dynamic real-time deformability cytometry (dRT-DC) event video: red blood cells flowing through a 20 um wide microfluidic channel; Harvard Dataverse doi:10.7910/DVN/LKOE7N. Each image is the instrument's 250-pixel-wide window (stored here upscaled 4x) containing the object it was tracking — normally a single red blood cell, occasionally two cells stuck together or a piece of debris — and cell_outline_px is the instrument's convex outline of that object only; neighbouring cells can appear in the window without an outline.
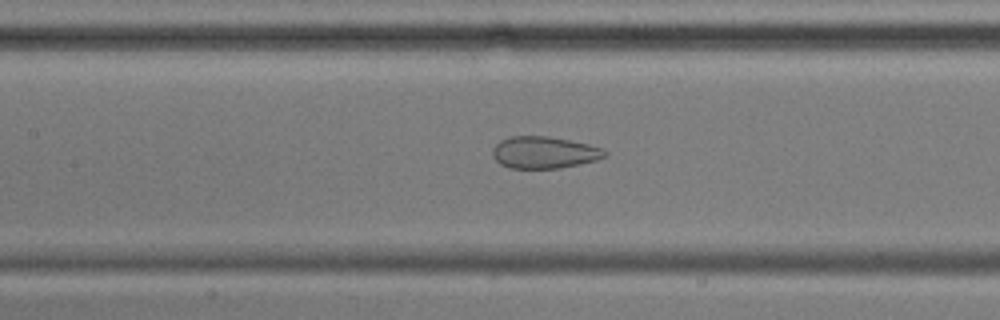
{"species": "common noctule bat (a hibernating species)", "species_latin": "Nyctalus noctula", "temperature_condition": "cold", "stored_images_in_passage": 49, "camera_frame_rate_fps": 3000, "um_per_image_px": 0.085, "animal": {"sex": "male", "body_mass_g": 17.9, "forearm_length_mm": 54.2}, "frame": {"image": 1, "passage_image": 18, "time_ms": 5.667, "image_size_px": [1000, 320], "cell_outline_px": [[608, 156], [596, 160], [560, 168], [508, 168], [500, 164], [492, 156], [492, 148], [500, 140], [512, 136], [548, 136], [588, 144], [600, 148], [608, 152]], "centroid_in_image_um": [46.23, 12.96], "position_along_channel_um": 161.2, "area_um2": 20.87}}
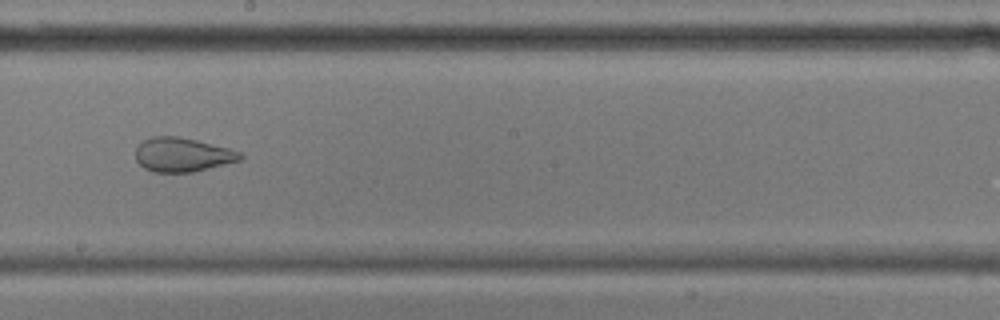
{"frame": {"image": 2, "passage_image": 24, "time_ms": 7.667, "image_size_px": [1000, 320], "cell_outline_px": [[244, 156], [240, 160], [196, 172], [152, 172], [144, 168], [136, 160], [136, 148], [144, 140], [152, 136], [180, 136], [228, 148], [240, 152]], "centroid_in_image_um": [15.5, 13.16], "position_along_channel_um": 232.7, "area_um2": 20.81}}
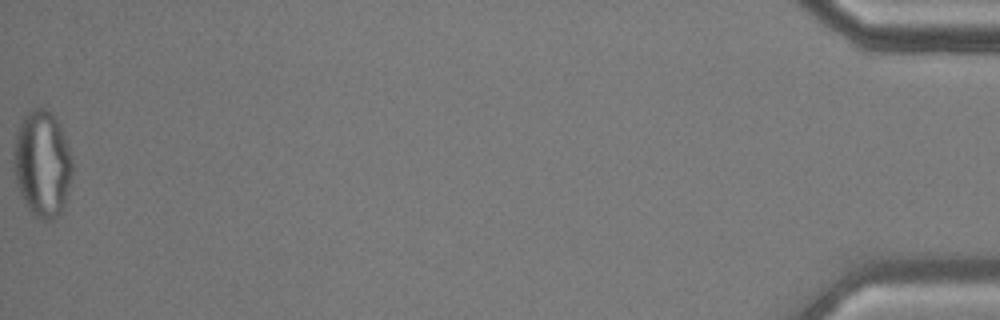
{"frame": {"image": 3, "passage_image": 49, "time_ms": 16.0, "image_size_px": [1000, 320], "cell_outline_px": [[72, 176], [64, 208], [52, 220], [44, 220], [36, 216], [28, 208], [16, 184], [12, 168], [12, 152], [16, 132], [24, 116], [32, 108], [44, 108], [56, 116], [72, 156]], "centroid_in_image_um": [3.58, 13.91], "position_along_channel_um": 431.6, "area_um2": 36.76}, "authors_computed_cell_mechanics": {"area_um2": 28.322, "velocity_mm_per_s": 3.5929, "shape_relaxation_time_tau1_ms": null, "shape_relaxation_time_tau2_ms": 1.2024, "deformation_change_tau1": null, "deformation_change_tau2": 0.0739}}